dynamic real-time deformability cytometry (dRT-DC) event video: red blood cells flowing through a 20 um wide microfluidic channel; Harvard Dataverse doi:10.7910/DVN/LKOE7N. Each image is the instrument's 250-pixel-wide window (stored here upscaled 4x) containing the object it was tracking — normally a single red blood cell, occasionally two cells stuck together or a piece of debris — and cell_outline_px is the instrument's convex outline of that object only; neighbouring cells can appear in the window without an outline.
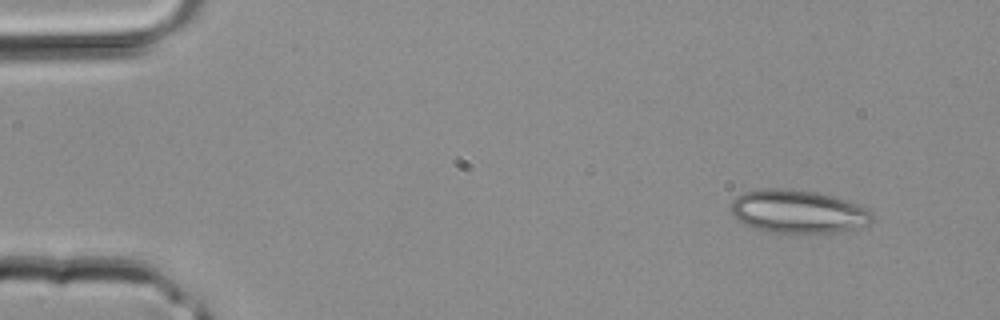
{"species": "common noctule bat (a hibernating species)", "species_latin": "Nyctalus noctula", "temperature_condition": "room temperature", "stored_images_in_passage": 3, "camera_frame_rate_fps": 3000, "um_per_image_px": 0.085, "animal": {"sex": "male", "body_mass_g": 20.4}, "frame": {"image": 1, "passage_image": 1, "time_ms": 0.0, "image_size_px": [1000, 320], "cell_outline_px": [[872, 220], [868, 224], [840, 232], [764, 232], [744, 224], [736, 220], [732, 212], [732, 200], [736, 196], [744, 192], [764, 188], [788, 188], [816, 192], [832, 196], [844, 200], [864, 208], [872, 212]], "centroid_in_image_um": [67.77, 17.97], "position_along_channel_um": 17.2, "area_um2": 35.32}}